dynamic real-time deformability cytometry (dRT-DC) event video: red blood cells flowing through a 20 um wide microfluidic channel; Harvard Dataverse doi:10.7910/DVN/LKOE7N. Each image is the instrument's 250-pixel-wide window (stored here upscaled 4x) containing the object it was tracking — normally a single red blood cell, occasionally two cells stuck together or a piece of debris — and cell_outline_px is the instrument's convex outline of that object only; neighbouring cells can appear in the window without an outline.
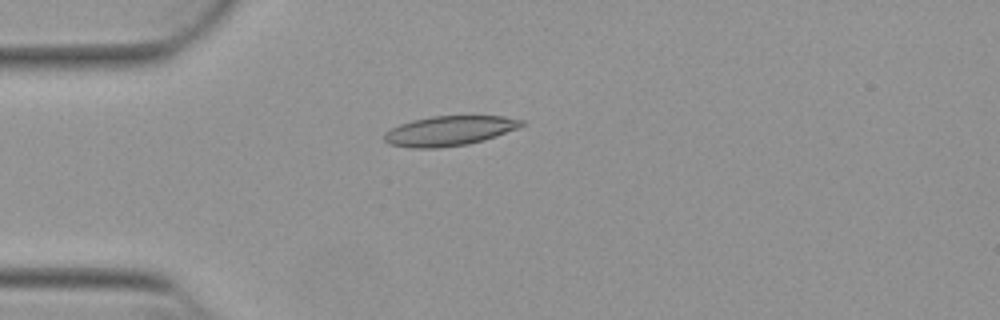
{"species": "Egyptian fruit bat (a non-hibernating species)", "species_latin": "Rousettus aegyptiacus", "temperature_condition": "warm", "stored_images_in_passage": 53, "camera_frame_rate_fps": 3000, "um_per_image_px": 0.085, "animal": {"sex": "female"}, "frame": {"image": 1, "passage_image": 14, "time_ms": 4.333, "image_size_px": [1000, 320], "cell_outline_px": [[524, 124], [520, 128], [484, 140], [468, 144], [440, 148], [412, 148], [388, 144], [384, 140], [384, 132], [400, 124], [412, 120], [432, 116], [504, 116], [524, 120]], "centroid_in_image_um": [38.2, 11.12], "position_along_channel_um": 46.8, "area_um2": 23.99}}
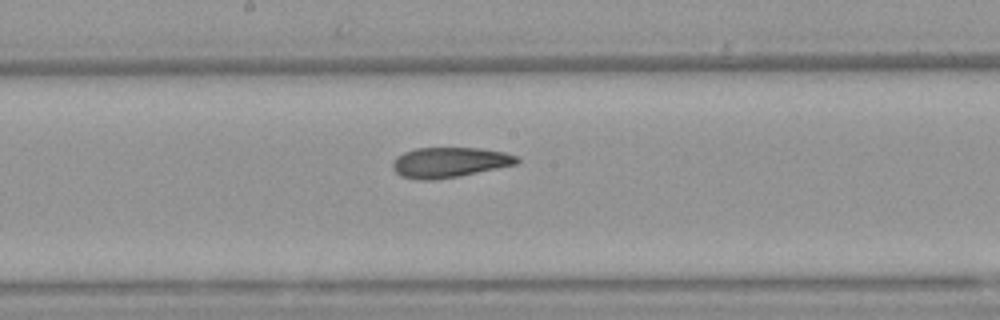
{"frame": {"image": 2, "passage_image": 28, "time_ms": 9.0, "image_size_px": [1000, 320], "cell_outline_px": [[520, 160], [516, 164], [436, 180], [420, 180], [400, 176], [392, 168], [392, 160], [396, 156], [404, 152], [416, 148], [480, 148], [504, 152], [516, 156]], "centroid_in_image_um": [38.14, 13.79], "position_along_channel_um": 210.1, "area_um2": 21.73}}
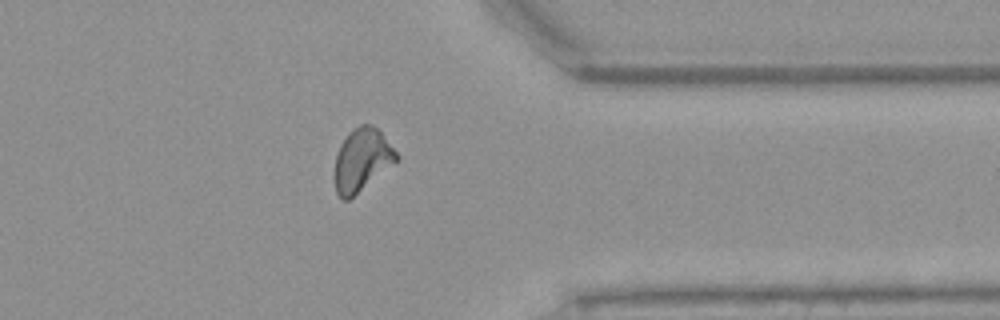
{"frame": {"image": 3, "passage_image": 42, "time_ms": 13.667, "image_size_px": [1000, 320], "cell_outline_px": [[400, 160], [348, 200], [340, 200], [336, 192], [336, 156], [340, 144], [348, 132], [360, 124], [372, 124], [380, 132], [400, 156]], "centroid_in_image_um": [30.79, 13.59], "position_along_channel_um": 380.6, "area_um2": 22.48}, "authors_computed_cell_mechanics": {"area_um2": 22.5998, "velocity_mm_per_s": 3.8613, "shape_relaxation_time_tau1_ms": 7.1547, "shape_relaxation_time_tau2_ms": 2.6437, "deformation_change_tau1": 0.182, "deformation_change_tau2": 0.0921}}